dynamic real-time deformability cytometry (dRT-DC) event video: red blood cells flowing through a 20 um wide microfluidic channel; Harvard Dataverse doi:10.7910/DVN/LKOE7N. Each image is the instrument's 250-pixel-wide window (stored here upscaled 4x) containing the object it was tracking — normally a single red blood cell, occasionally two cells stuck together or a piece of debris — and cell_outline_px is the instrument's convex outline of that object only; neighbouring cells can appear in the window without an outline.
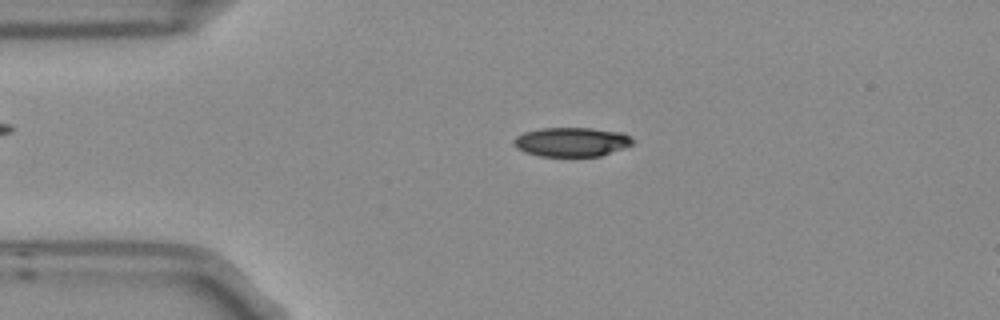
{"species": "Egyptian fruit bat (a non-hibernating species)", "species_latin": "Rousettus aegyptiacus", "temperature_condition": "room temperature", "stored_images_in_passage": 5, "segment_of_instrument_passage": [1, 2], "camera_frame_rate_fps": 3000, "um_per_image_px": 0.085, "frame": {"image": 1, "passage_image": 3, "time_ms": 0.667, "image_size_px": [1000, 320], "cell_outline_px": [[632, 144], [624, 148], [600, 156], [540, 156], [524, 152], [516, 148], [512, 144], [512, 140], [516, 136], [524, 132], [540, 128], [592, 128], [620, 132], [632, 136]], "centroid_in_image_um": [48.55, 12.06], "position_along_channel_um": 36.5, "area_um2": 20.35}}